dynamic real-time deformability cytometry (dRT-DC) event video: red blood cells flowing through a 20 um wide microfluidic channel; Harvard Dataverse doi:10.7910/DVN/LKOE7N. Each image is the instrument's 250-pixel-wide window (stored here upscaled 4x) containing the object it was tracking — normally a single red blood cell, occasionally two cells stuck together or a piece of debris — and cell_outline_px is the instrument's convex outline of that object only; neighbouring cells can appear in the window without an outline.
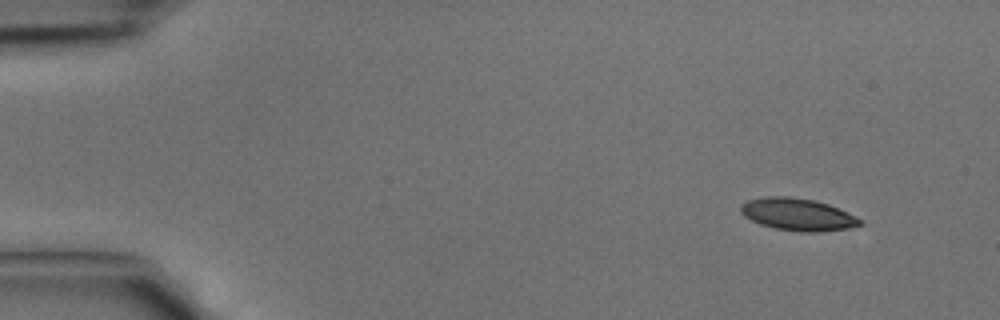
{"species": "common noctule bat (a hibernating species)", "species_latin": "Nyctalus noctula", "temperature_condition": "cold", "stored_images_in_passage": 39, "camera_frame_rate_fps": 3000, "um_per_image_px": 0.085, "animal": {"sex": "male", "body_mass_g": 15.6}, "frame": {"image": 1, "passage_image": 1, "time_ms": 0.0, "image_size_px": [1000, 320], "cell_outline_px": [[864, 224], [848, 228], [820, 232], [800, 232], [776, 228], [760, 224], [744, 216], [740, 212], [740, 204], [748, 200], [768, 196], [788, 196], [812, 200], [828, 204], [860, 220]], "centroid_in_image_um": [67.74, 18.23], "position_along_channel_um": 17.3, "area_um2": 22.08}}
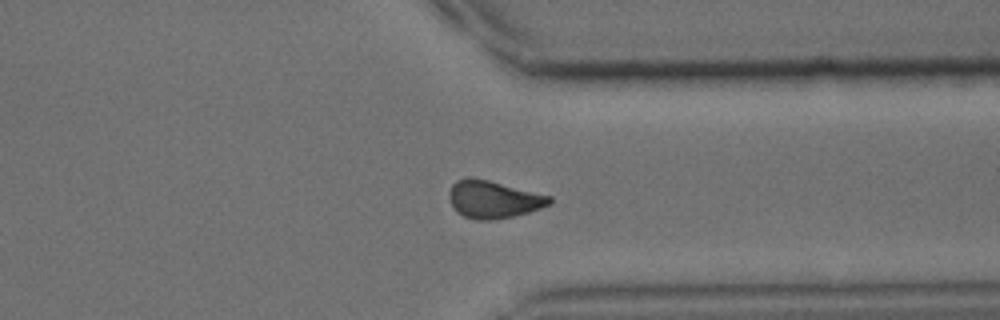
{"frame": {"image": 2, "passage_image": 30, "time_ms": 9.667, "image_size_px": [1000, 320], "cell_outline_px": [[552, 200], [548, 204], [540, 208], [528, 212], [496, 220], [476, 220], [464, 216], [456, 212], [452, 208], [448, 196], [448, 192], [452, 184], [456, 180], [468, 176], [488, 180], [552, 196]], "centroid_in_image_um": [41.88, 16.94], "position_along_channel_um": 369.5, "area_um2": 22.08}}
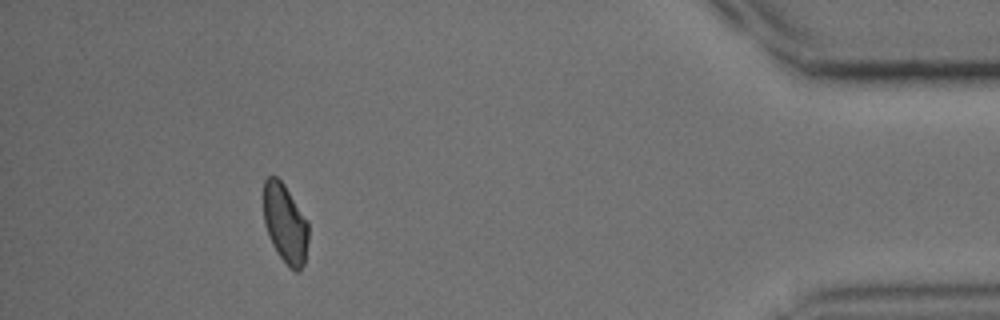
{"frame": {"image": 3, "passage_image": 36, "time_ms": 11.667, "image_size_px": [1000, 320], "cell_outline_px": [[308, 240], [304, 264], [300, 272], [296, 272], [288, 268], [272, 244], [264, 224], [264, 180], [268, 176], [276, 176], [284, 184], [308, 220]], "centroid_in_image_um": [24.25, 19.02], "position_along_channel_um": 410.9, "area_um2": 20.87}}